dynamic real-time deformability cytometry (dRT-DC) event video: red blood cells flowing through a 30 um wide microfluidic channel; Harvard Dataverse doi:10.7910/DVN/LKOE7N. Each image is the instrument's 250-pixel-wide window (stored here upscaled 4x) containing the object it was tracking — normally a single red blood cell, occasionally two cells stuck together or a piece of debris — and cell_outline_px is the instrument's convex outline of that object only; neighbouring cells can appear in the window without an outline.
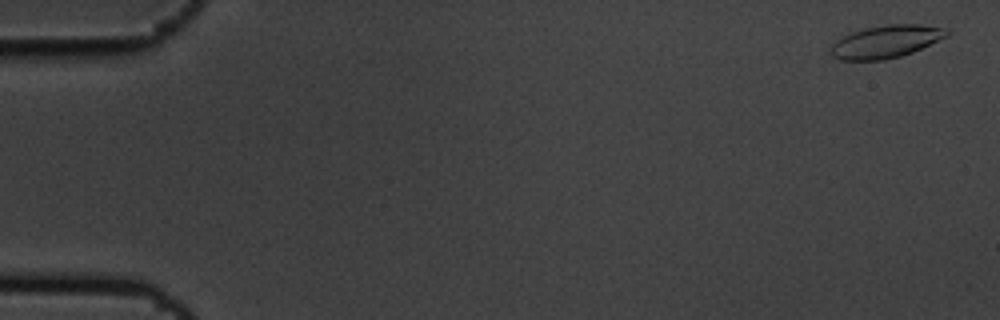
{"species": "common noctule bat (a hibernating species)", "species_latin": "Nyctalus noctula", "temperature_condition": "cold", "stored_images_in_passage": 8, "camera_frame_rate_fps": 3000, "um_per_image_px": 0.085, "animal": {"sex": "male", "body_mass_g": 19.5, "forearm_length_mm": 54.6}, "frame": {"image": 1, "passage_image": 1, "time_ms": 0.0, "image_size_px": [1000, 320], "cell_outline_px": [[948, 36], [912, 52], [900, 56], [884, 60], [840, 60], [832, 56], [828, 52], [832, 44], [836, 40], [852, 32], [864, 28], [888, 24], [916, 24], [948, 28]], "centroid_in_image_um": [75.28, 3.54], "position_along_channel_um": 9.7, "area_um2": 22.08}}
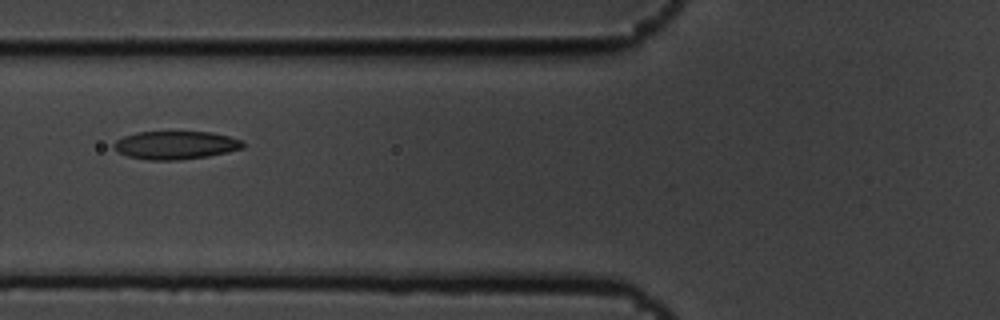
{"frame": {"image": 2, "passage_image": 7, "time_ms": 2.0, "image_size_px": [1000, 320], "cell_outline_px": [[244, 148], [228, 152], [208, 156], [180, 160], [148, 160], [128, 156], [116, 152], [112, 148], [112, 144], [116, 140], [124, 136], [136, 132], [212, 132], [244, 140]], "centroid_in_image_um": [14.91, 12.34], "position_along_channel_um": 110.9, "area_um2": 21.44}}
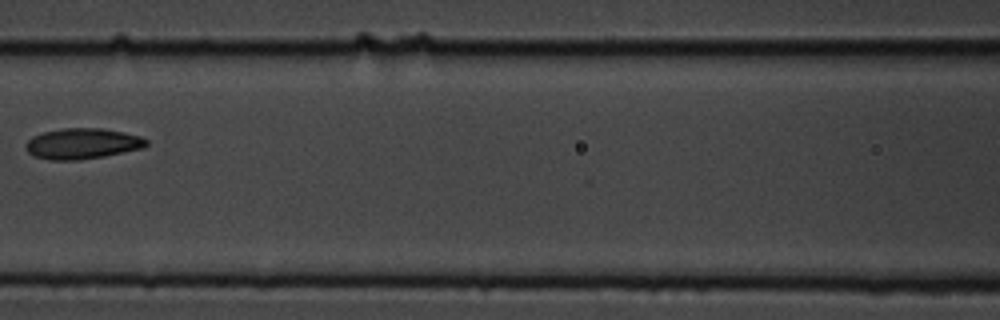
{"frame": {"image": 3, "passage_image": 8, "time_ms": 2.333, "image_size_px": [1000, 320], "cell_outline_px": [[148, 144], [144, 148], [104, 156], [80, 160], [48, 160], [36, 156], [28, 152], [24, 148], [24, 144], [32, 136], [44, 132], [64, 128], [104, 128], [124, 132], [140, 136], [148, 140]], "centroid_in_image_um": [7.0, 12.21], "position_along_channel_um": 159.6, "area_um2": 21.73}}